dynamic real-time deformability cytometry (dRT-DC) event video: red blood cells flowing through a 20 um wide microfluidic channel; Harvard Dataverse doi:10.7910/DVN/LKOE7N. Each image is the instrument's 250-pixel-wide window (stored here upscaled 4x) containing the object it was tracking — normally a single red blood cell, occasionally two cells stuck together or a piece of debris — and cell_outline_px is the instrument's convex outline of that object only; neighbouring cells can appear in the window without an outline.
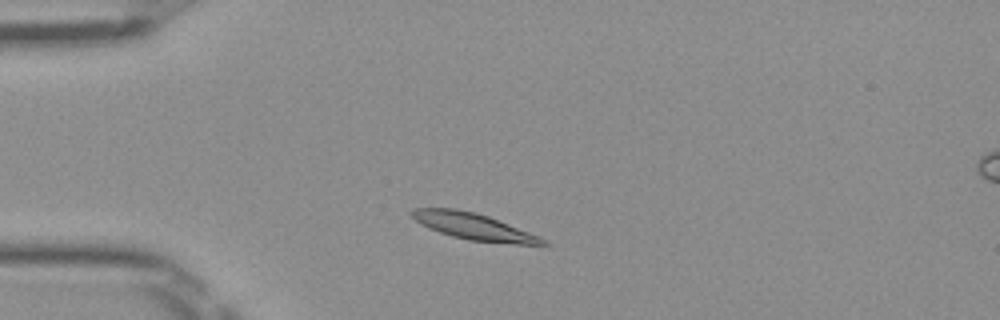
{"species": "Egyptian fruit bat (a non-hibernating species)", "species_latin": "Rousettus aegyptiacus", "temperature_condition": "room temperature", "stored_images_in_passage": 44, "camera_frame_rate_fps": 3000, "um_per_image_px": 0.085, "frame": {"image": 1, "passage_image": 6, "time_ms": 1.667, "image_size_px": [1000, 320], "cell_outline_px": [[548, 248], [544, 248], [468, 240], [452, 236], [428, 228], [420, 224], [408, 212], [416, 208], [456, 208], [476, 212], [488, 216], [540, 236], [548, 240]], "centroid_in_image_um": [40.43, 19.3], "position_along_channel_um": 44.6, "area_um2": 21.04}}
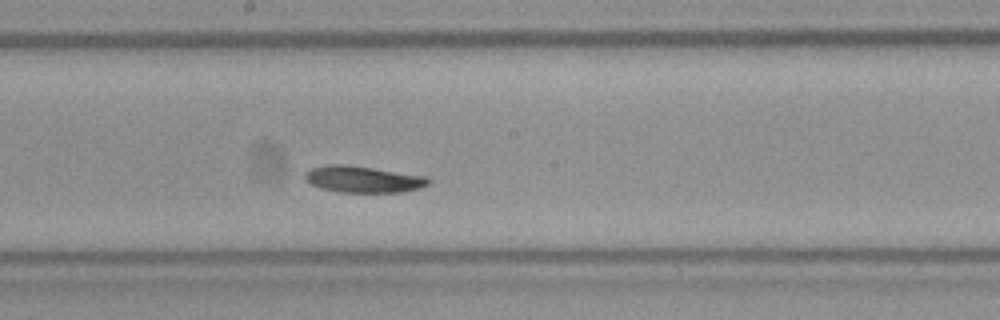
{"frame": {"image": 2, "passage_image": 21, "time_ms": 6.667, "image_size_px": [1000, 320], "cell_outline_px": [[432, 180], [428, 184], [420, 188], [400, 192], [340, 192], [320, 188], [304, 180], [304, 172], [312, 168], [328, 164], [348, 164], [428, 176]], "centroid_in_image_um": [30.87, 15.23], "position_along_channel_um": 217.3, "area_um2": 19.31}}
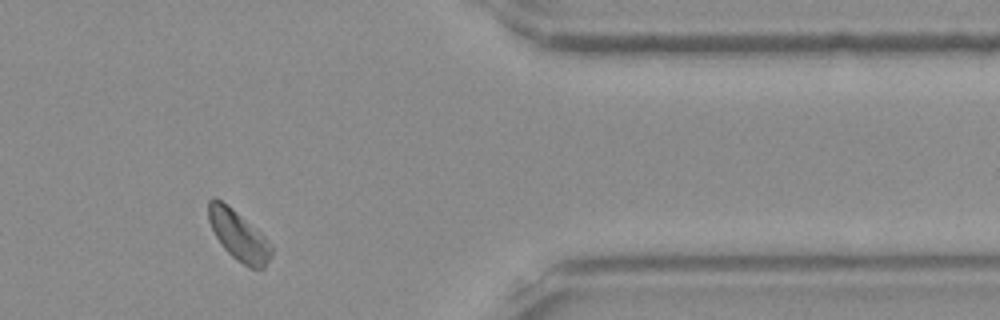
{"frame": {"image": 3, "passage_image": 36, "time_ms": 11.667, "image_size_px": [1000, 320], "cell_outline_px": [[272, 256], [264, 268], [248, 268], [236, 260], [224, 248], [216, 236], [208, 220], [208, 200], [212, 196], [216, 196], [236, 212], [260, 232], [272, 244]], "centroid_in_image_um": [20.28, 20.02], "position_along_channel_um": 391.1, "area_um2": 18.21}, "authors_computed_cell_mechanics": {"area_um2": 18.9006, "velocity_mm_per_s": 3.9167, "shape_relaxation_time_tau1_ms": 3.0458, "shape_relaxation_time_tau2_ms": null, "deformation_change_tau1": 0.0845, "deformation_change_tau2": null}}